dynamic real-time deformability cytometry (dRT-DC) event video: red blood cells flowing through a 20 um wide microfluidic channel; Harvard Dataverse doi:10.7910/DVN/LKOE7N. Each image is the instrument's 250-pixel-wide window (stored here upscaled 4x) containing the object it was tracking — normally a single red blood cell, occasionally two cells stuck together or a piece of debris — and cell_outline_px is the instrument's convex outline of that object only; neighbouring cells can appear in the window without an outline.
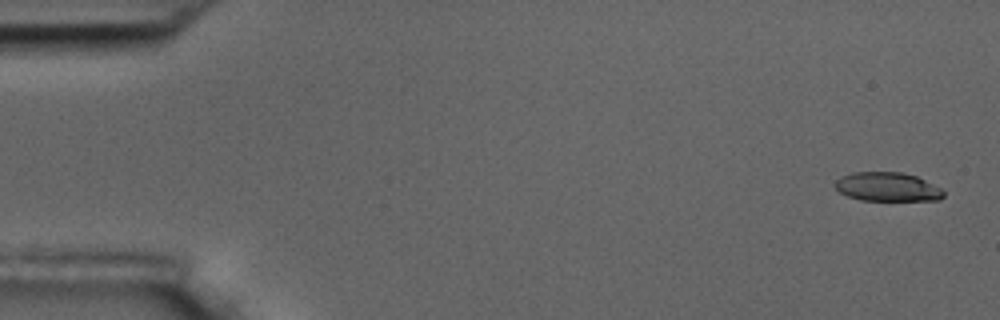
{"species": "common noctule bat (a hibernating species)", "species_latin": "Nyctalus noctula", "temperature_condition": "room temperature", "stored_images_in_passage": 5, "camera_frame_rate_fps": 3000, "um_per_image_px": 0.085, "animal": {"sex": "male", "body_mass_g": 17.5, "forearm_length_mm": 52.3}, "frame": {"image": 1, "passage_image": 1, "time_ms": 0.0, "image_size_px": [1000, 320], "cell_outline_px": [[944, 196], [940, 200], [860, 200], [848, 196], [840, 192], [832, 184], [840, 176], [852, 172], [904, 172], [916, 176], [940, 188], [944, 192]], "centroid_in_image_um": [75.39, 15.87], "position_along_channel_um": 9.6, "area_um2": 18.32}}
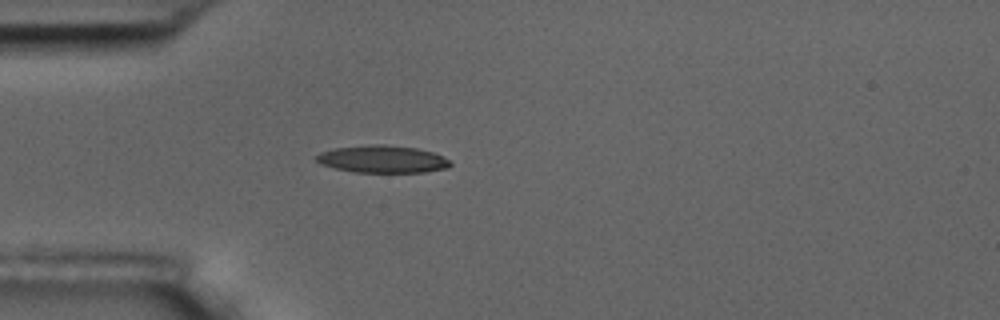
{"frame": {"image": 2, "passage_image": 5, "time_ms": 4.667, "image_size_px": [1000, 320], "cell_outline_px": [[452, 164], [448, 168], [424, 172], [352, 172], [320, 164], [316, 160], [316, 156], [320, 152], [332, 148], [372, 144], [384, 144], [416, 148], [432, 152], [444, 156]], "centroid_in_image_um": [32.5, 13.52], "position_along_channel_um": 52.5, "area_um2": 21.44}}